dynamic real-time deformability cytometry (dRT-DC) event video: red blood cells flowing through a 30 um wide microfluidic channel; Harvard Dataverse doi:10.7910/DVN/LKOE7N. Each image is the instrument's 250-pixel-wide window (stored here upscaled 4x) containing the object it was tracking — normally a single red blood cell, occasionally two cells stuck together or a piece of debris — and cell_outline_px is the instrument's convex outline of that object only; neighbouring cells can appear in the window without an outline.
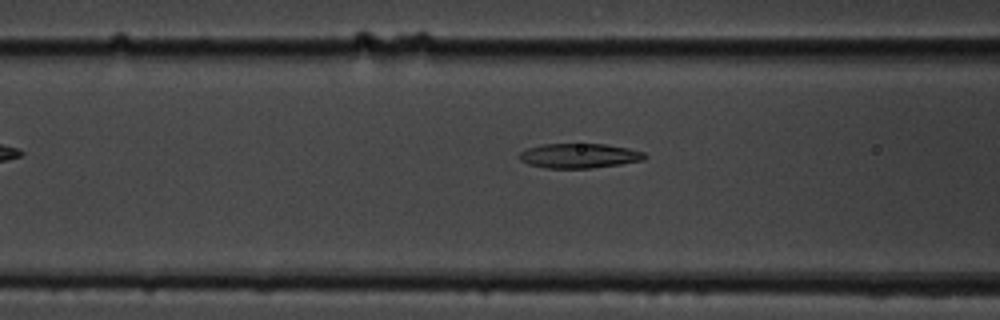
{"species": "common noctule bat (a hibernating species)", "species_latin": "Nyctalus noctula", "temperature_condition": "cold", "stored_images_in_passage": 6, "segment_of_instrument_passage": [2, 2], "camera_frame_rate_fps": 3000, "um_per_image_px": 0.085, "animal": {"sex": "male", "body_mass_g": 19.5, "forearm_length_mm": 54.6}, "frame": {"image": 1, "passage_image": 6, "time_ms": 6.667, "image_size_px": [1000, 320], "cell_outline_px": [[648, 156], [644, 160], [620, 164], [592, 168], [544, 168], [528, 164], [520, 160], [520, 152], [528, 148], [540, 144], [604, 144], [628, 148], [644, 152]], "centroid_in_image_um": [49.24, 13.24], "position_along_channel_um": 117.4, "area_um2": 18.03}}